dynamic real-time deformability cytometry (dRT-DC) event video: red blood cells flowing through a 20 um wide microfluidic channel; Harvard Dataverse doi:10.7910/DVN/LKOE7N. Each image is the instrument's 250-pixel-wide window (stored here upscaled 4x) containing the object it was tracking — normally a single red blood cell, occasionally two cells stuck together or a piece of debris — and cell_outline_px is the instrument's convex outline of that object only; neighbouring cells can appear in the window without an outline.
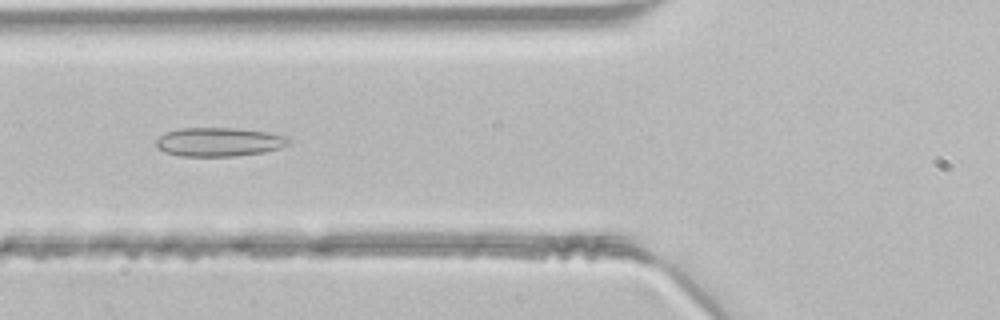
{"species": "common noctule bat (a hibernating species)", "species_latin": "Nyctalus noctula", "temperature_condition": "room temperature", "stored_images_in_passage": 40, "camera_frame_rate_fps": 3000, "um_per_image_px": 0.085, "animal": {"sex": "male", "body_mass_g": 21.5, "forearm_length_mm": 52.0}, "frame": {"image": 1, "passage_image": 11, "time_ms": 3.333, "image_size_px": [1000, 320], "cell_outline_px": [[288, 144], [280, 148], [264, 152], [236, 156], [180, 156], [164, 152], [156, 144], [156, 140], [164, 132], [180, 128], [232, 128], [268, 132], [288, 136]], "centroid_in_image_um": [18.6, 12.06], "position_along_channel_um": 107.2, "area_um2": 22.25}}
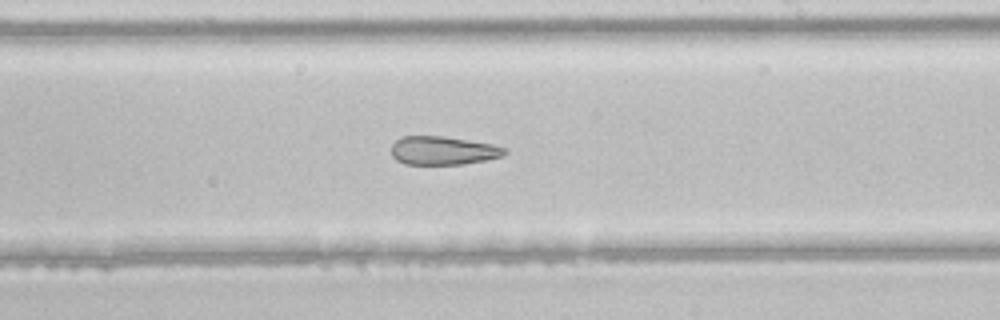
{"frame": {"image": 2, "passage_image": 21, "time_ms": 6.667, "image_size_px": [1000, 320], "cell_outline_px": [[508, 152], [504, 156], [464, 164], [404, 164], [396, 160], [392, 156], [392, 144], [400, 136], [440, 136], [468, 140], [492, 144], [508, 148]], "centroid_in_image_um": [37.67, 12.8], "position_along_channel_um": 251.3, "area_um2": 18.9}}
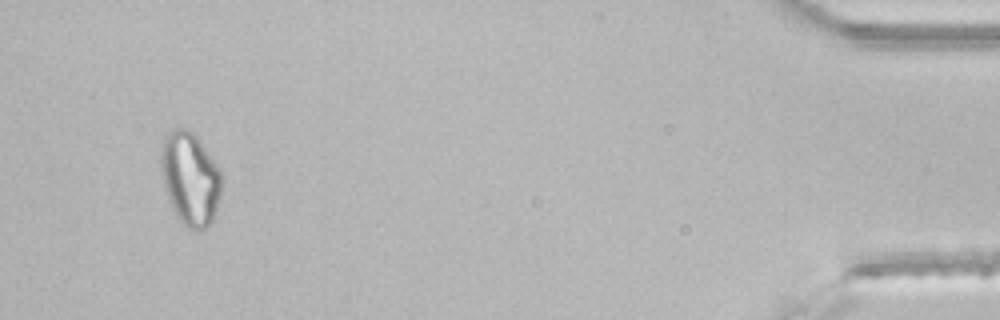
{"frame": {"image": 3, "passage_image": 38, "time_ms": 12.333, "image_size_px": [1000, 320], "cell_outline_px": [[220, 196], [212, 220], [204, 228], [188, 228], [176, 216], [172, 208], [164, 184], [160, 160], [160, 156], [164, 140], [168, 132], [176, 128], [188, 128], [196, 136], [216, 164], [220, 172]], "centroid_in_image_um": [16.14, 15.15], "position_along_channel_um": 419.1, "area_um2": 32.02}}